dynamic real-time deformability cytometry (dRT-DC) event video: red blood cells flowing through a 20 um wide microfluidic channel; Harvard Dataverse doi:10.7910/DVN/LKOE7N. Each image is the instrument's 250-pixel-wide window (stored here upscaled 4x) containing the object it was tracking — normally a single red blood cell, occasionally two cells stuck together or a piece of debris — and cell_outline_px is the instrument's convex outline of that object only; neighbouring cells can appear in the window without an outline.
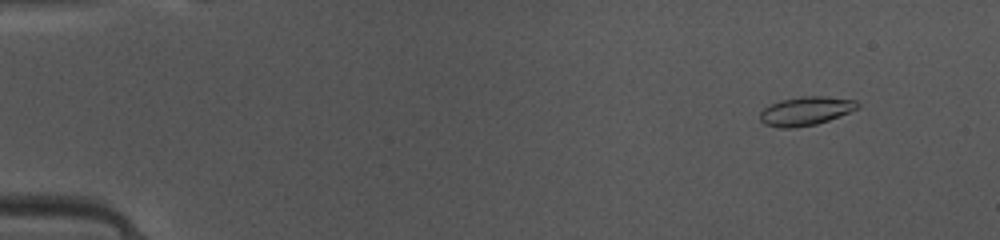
{"species": "common noctule bat (a hibernating species)", "species_latin": "Nyctalus noctula", "temperature_condition": "warm", "stored_images_in_passage": 50, "segment_of_instrument_passage": [1, 2], "camera_frame_rate_fps": 3000, "um_per_image_px": 0.085, "animal": {"sex": "female", "body_mass_g": 10.0, "forearm_length_mm": 53.1}, "frame": {"image": 1, "passage_image": 5, "time_ms": 1.333, "image_size_px": [1000, 240], "cell_outline_px": [[860, 108], [840, 116], [816, 124], [792, 128], [780, 128], [764, 124], [760, 120], [760, 112], [764, 108], [780, 100], [800, 96], [824, 96], [856, 100], [860, 104]], "centroid_in_image_um": [68.51, 9.43], "position_along_channel_um": 16.5, "area_um2": 16.42}}
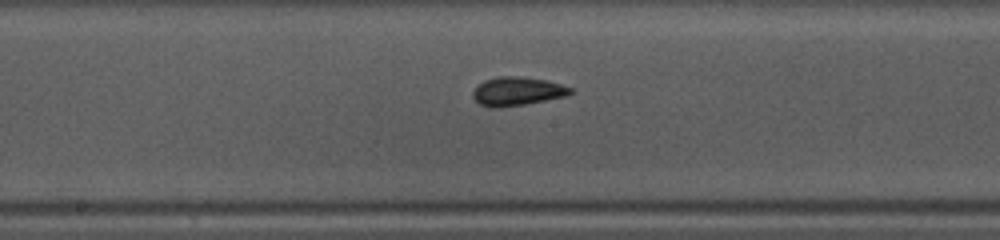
{"frame": {"image": 2, "passage_image": 26, "time_ms": 8.333, "image_size_px": [1000, 240], "cell_outline_px": [[572, 92], [568, 96], [524, 104], [500, 108], [492, 108], [480, 104], [472, 96], [472, 92], [484, 80], [500, 76], [516, 76], [544, 80], [560, 84], [572, 88]], "centroid_in_image_um": [43.96, 7.77], "position_along_channel_um": 204.2, "area_um2": 16.13}}
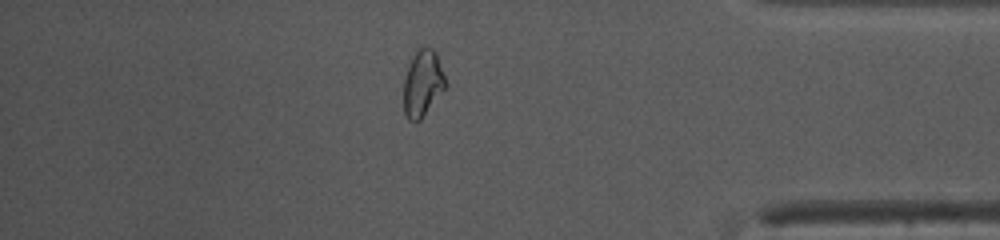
{"frame": {"image": 3, "passage_image": 42, "time_ms": 13.667, "image_size_px": [1000, 240], "cell_outline_px": [[448, 84], [420, 120], [408, 120], [404, 112], [404, 76], [408, 64], [412, 56], [420, 48], [432, 48], [436, 52]], "centroid_in_image_um": [35.93, 7.07], "position_along_channel_um": 399.3, "area_um2": 16.13}}